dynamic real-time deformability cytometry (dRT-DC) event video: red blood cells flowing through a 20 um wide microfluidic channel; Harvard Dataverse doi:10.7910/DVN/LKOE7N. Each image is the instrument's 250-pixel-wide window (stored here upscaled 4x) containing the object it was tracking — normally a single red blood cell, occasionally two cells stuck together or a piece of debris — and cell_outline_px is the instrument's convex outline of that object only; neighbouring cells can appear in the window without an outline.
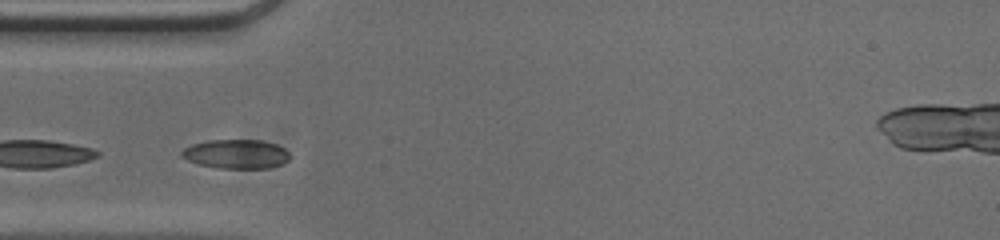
{"species": "common noctule bat (a hibernating species)", "species_latin": "Nyctalus noctula", "temperature_condition": "cold", "stored_images_in_passage": 37, "camera_frame_rate_fps": 3000, "um_per_image_px": 0.085, "animal": {"sex": "male", "body_mass_g": 20.0, "forearm_length_mm": 53.3}, "frame": {"image": 1, "passage_image": 8, "time_ms": 2.333, "image_size_px": [1000, 240], "cell_outline_px": [[288, 160], [280, 164], [268, 168], [216, 168], [200, 164], [188, 160], [180, 156], [180, 152], [184, 148], [192, 144], [208, 140], [260, 140], [276, 144], [284, 148], [288, 152]], "centroid_in_image_um": [20.04, 13.08], "position_along_channel_um": 65.0, "area_um2": 18.26}}
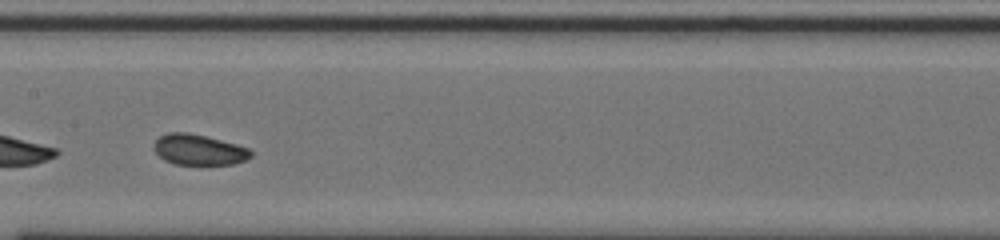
{"frame": {"image": 2, "passage_image": 18, "time_ms": 5.667, "image_size_px": [1000, 240], "cell_outline_px": [[252, 156], [248, 160], [232, 164], [176, 164], [164, 160], [152, 148], [152, 144], [160, 136], [168, 132], [188, 132], [236, 144], [248, 148], [252, 152]], "centroid_in_image_um": [16.89, 12.72], "position_along_channel_um": 190.5, "area_um2": 17.28}}
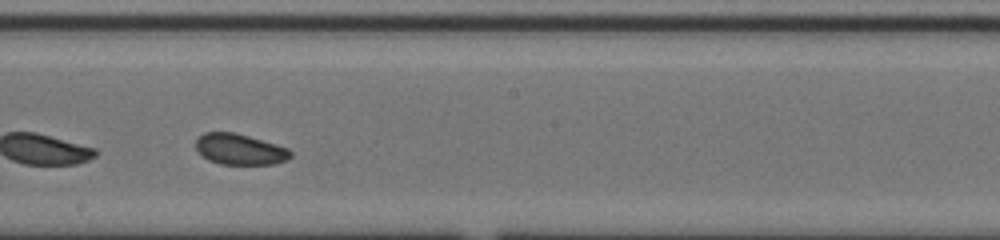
{"frame": {"image": 3, "passage_image": 21, "time_ms": 6.667, "image_size_px": [1000, 240], "cell_outline_px": [[292, 156], [288, 160], [276, 164], [220, 164], [208, 160], [196, 148], [196, 140], [204, 132], [236, 132], [276, 144], [288, 148], [292, 152]], "centroid_in_image_um": [20.42, 12.69], "position_along_channel_um": 227.8, "area_um2": 17.11}, "authors_computed_cell_mechanics": {"area_um2": 17.7446, "velocity_mm_per_s": 3.7533, "shape_relaxation_time_tau1_ms": 3.2853, "shape_relaxation_time_tau2_ms": 6.9036, "deformation_change_tau1": 0.0554, "deformation_change_tau2": 0.1123}}